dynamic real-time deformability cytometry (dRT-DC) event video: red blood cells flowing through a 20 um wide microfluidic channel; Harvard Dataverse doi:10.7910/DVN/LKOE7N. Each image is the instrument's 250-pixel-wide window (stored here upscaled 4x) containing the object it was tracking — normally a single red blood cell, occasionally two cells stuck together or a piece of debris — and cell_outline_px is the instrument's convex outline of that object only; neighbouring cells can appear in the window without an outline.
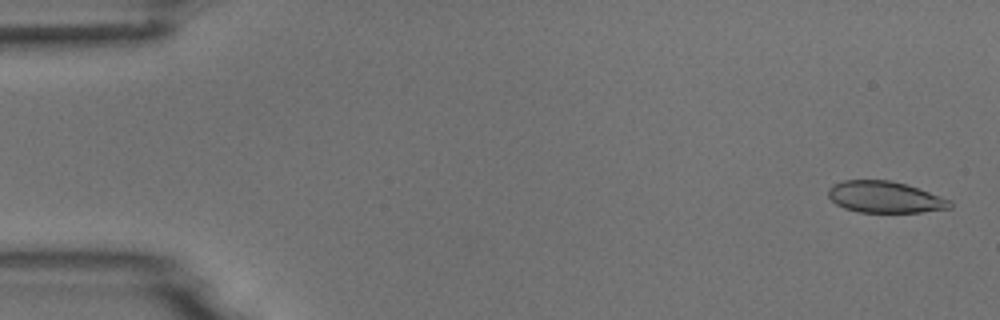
{"species": "common noctule bat (a hibernating species)", "species_latin": "Nyctalus noctula", "temperature_condition": "room temperature", "stored_images_in_passage": 53, "camera_frame_rate_fps": 3000, "um_per_image_px": 0.085, "animal": {"sex": "male", "body_mass_g": 18.8}, "frame": {"image": 1, "passage_image": 2, "time_ms": 0.333, "image_size_px": [1000, 320], "cell_outline_px": [[952, 208], [920, 212], [856, 212], [844, 208], [836, 204], [828, 196], [828, 188], [832, 184], [844, 180], [888, 180], [904, 184], [952, 200]], "centroid_in_image_um": [75.19, 16.76], "position_along_channel_um": 9.8, "area_um2": 22.25}}
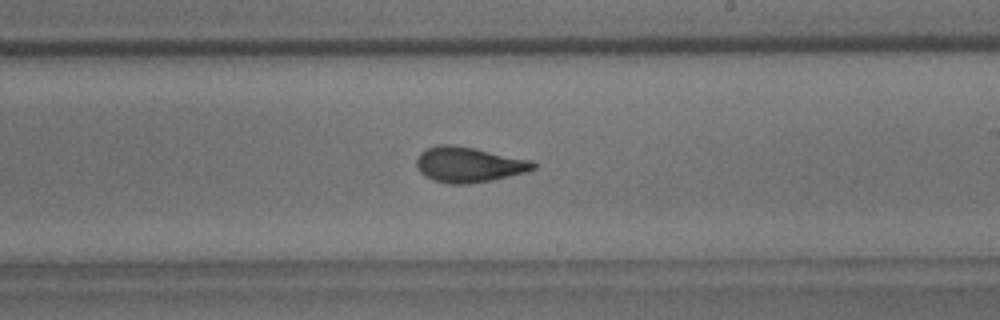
{"frame": {"image": 2, "passage_image": 31, "time_ms": 10.0, "image_size_px": [1000, 320], "cell_outline_px": [[536, 168], [528, 172], [492, 180], [468, 184], [448, 184], [432, 180], [424, 176], [416, 168], [416, 156], [420, 152], [428, 148], [440, 144], [452, 144], [532, 160], [536, 164]], "centroid_in_image_um": [39.82, 14.0], "position_along_channel_um": 249.2, "area_um2": 24.22}}
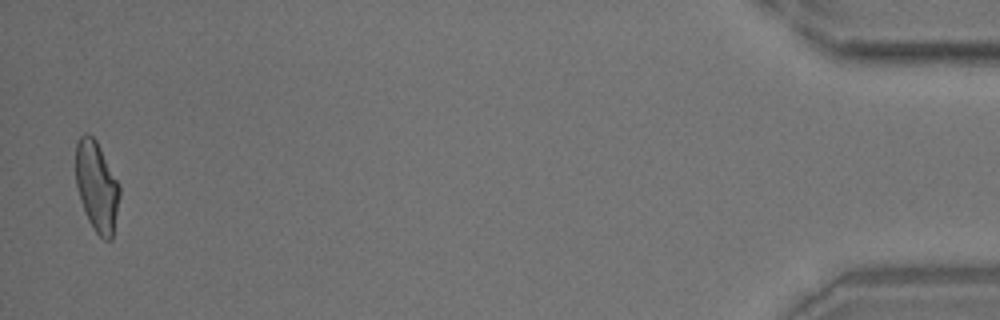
{"frame": {"image": 3, "passage_image": 52, "time_ms": 17.0, "image_size_px": [1000, 320], "cell_outline_px": [[120, 196], [112, 240], [104, 240], [96, 232], [88, 220], [80, 200], [76, 184], [76, 144], [80, 136], [84, 132], [88, 132], [96, 140], [120, 184]], "centroid_in_image_um": [8.23, 15.84], "position_along_channel_um": 427.0, "area_um2": 23.18}}